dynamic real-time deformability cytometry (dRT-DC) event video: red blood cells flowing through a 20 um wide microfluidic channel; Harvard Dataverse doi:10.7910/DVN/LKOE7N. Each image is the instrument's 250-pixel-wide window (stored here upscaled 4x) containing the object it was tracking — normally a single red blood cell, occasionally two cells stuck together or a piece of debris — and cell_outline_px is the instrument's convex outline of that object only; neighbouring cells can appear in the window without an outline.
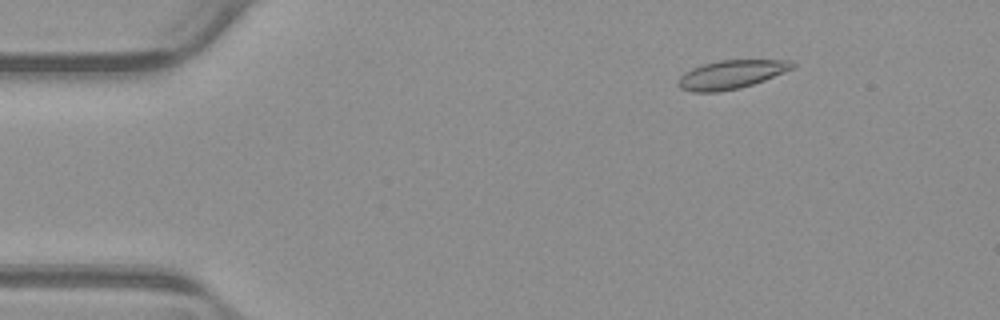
{"species": "common noctule bat (a hibernating species)", "species_latin": "Nyctalus noctula", "temperature_condition": "warm", "stored_images_in_passage": 54, "camera_frame_rate_fps": 3000, "um_per_image_px": 0.085, "animal": {"sex": "male", "body_mass_g": 23.1, "forearm_length_mm": 52.7}, "frame": {"image": 1, "passage_image": 8, "time_ms": 2.333, "image_size_px": [1000, 320], "cell_outline_px": [[796, 64], [792, 68], [784, 72], [764, 80], [740, 88], [720, 92], [692, 92], [680, 88], [676, 84], [680, 76], [684, 72], [692, 68], [704, 64], [720, 60], [792, 60]], "centroid_in_image_um": [62.12, 6.34], "position_along_channel_um": 22.9, "area_um2": 19.02}}
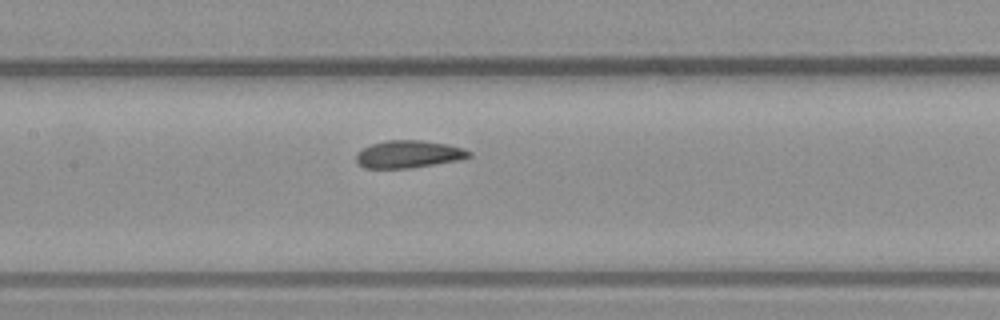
{"frame": {"image": 2, "passage_image": 26, "time_ms": 8.333, "image_size_px": [1000, 320], "cell_outline_px": [[472, 156], [460, 160], [408, 168], [364, 168], [356, 160], [356, 156], [364, 148], [372, 144], [388, 140], [420, 140], [448, 144], [464, 148], [472, 152]], "centroid_in_image_um": [34.79, 13.1], "position_along_channel_um": 172.6, "area_um2": 17.92}}
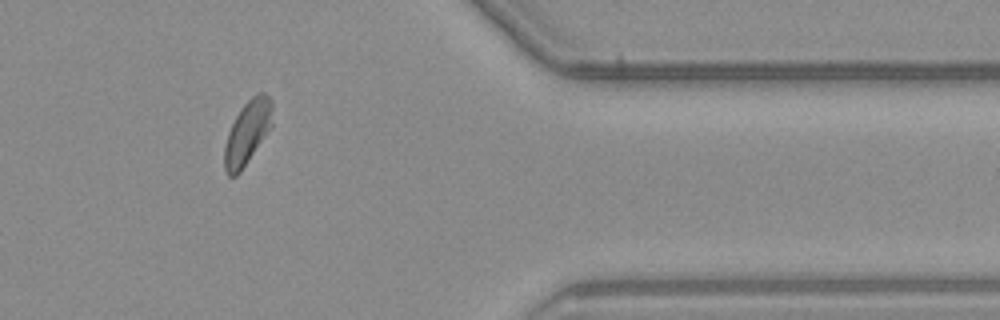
{"frame": {"image": 3, "passage_image": 45, "time_ms": 14.667, "image_size_px": [1000, 320], "cell_outline_px": [[272, 128], [240, 172], [236, 176], [228, 176], [224, 168], [224, 148], [228, 132], [240, 108], [256, 92], [264, 92], [272, 100]], "centroid_in_image_um": [21.04, 11.25], "position_along_channel_um": 390.4, "area_um2": 17.98}, "authors_computed_cell_mechanics": {"area_um2": 18.3515, "velocity_mm_per_s": 3.8232, "shape_relaxation_time_tau1_ms": 4.8034, "shape_relaxation_time_tau2_ms": null, "deformation_change_tau1": 0.1168, "deformation_change_tau2": null}}